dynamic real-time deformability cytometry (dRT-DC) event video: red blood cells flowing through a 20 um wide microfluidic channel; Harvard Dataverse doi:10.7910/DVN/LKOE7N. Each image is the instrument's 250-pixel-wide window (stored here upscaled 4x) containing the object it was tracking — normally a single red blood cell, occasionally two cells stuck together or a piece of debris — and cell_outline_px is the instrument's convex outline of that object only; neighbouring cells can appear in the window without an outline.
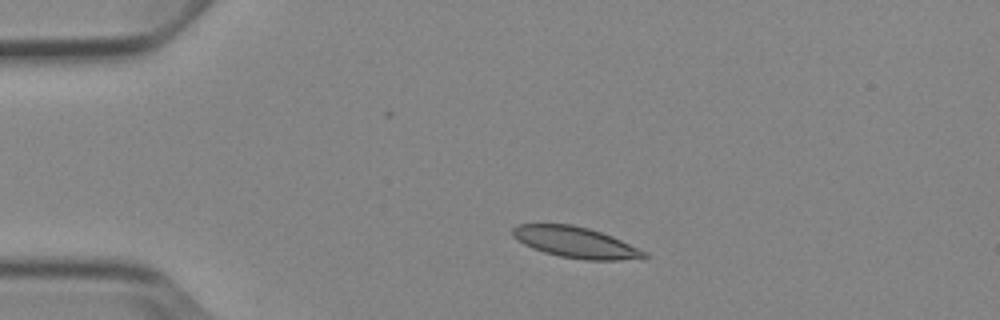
{"species": "Egyptian fruit bat (a non-hibernating species)", "species_latin": "Rousettus aegyptiacus", "temperature_condition": "cold", "stored_images_in_passage": 3, "camera_frame_rate_fps": 3000, "um_per_image_px": 0.085, "animal": {"sex": "female"}, "frame": {"image": 1, "passage_image": 2, "time_ms": 1.333, "image_size_px": [1000, 320], "cell_outline_px": [[648, 256], [644, 260], [584, 260], [560, 256], [544, 252], [532, 248], [524, 244], [512, 236], [512, 228], [516, 224], [572, 224], [588, 228], [612, 236], [648, 252]], "centroid_in_image_um": [48.97, 20.61], "position_along_channel_um": 36.0, "area_um2": 23.99}}